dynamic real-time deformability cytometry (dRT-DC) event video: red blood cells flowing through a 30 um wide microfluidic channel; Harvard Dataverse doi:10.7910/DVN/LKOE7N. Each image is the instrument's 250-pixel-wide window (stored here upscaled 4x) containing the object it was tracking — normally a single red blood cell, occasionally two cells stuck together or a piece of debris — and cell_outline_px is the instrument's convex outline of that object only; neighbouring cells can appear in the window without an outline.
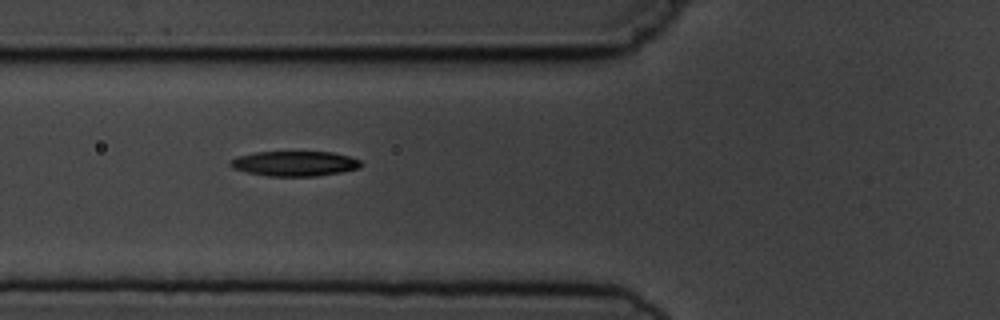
{"species": "common noctule bat (a hibernating species)", "species_latin": "Nyctalus noctula", "temperature_condition": "cold", "stored_images_in_passage": 6, "camera_frame_rate_fps": 3000, "um_per_image_px": 0.085, "animal": {"sex": "male", "body_mass_g": 19.5, "forearm_length_mm": 54.6}, "frame": {"image": 1, "passage_image": 5, "time_ms": 5.667, "image_size_px": [1000, 320], "cell_outline_px": [[364, 164], [360, 168], [340, 172], [316, 176], [268, 176], [244, 172], [232, 168], [228, 164], [228, 160], [236, 156], [256, 152], [332, 152], [348, 156], [360, 160]], "centroid_in_image_um": [25.0, 13.9], "position_along_channel_um": 100.8, "area_um2": 19.25}}
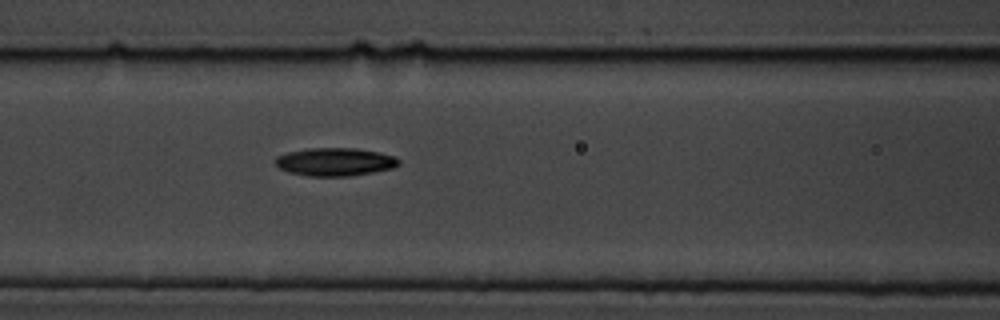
{"frame": {"image": 2, "passage_image": 6, "time_ms": 6.667, "image_size_px": [1000, 320], "cell_outline_px": [[400, 164], [392, 168], [372, 172], [348, 176], [308, 176], [288, 172], [280, 168], [276, 164], [276, 156], [288, 152], [308, 148], [356, 148], [380, 152], [392, 156], [400, 160]], "centroid_in_image_um": [28.47, 13.75], "position_along_channel_um": 138.1, "area_um2": 20.11}}